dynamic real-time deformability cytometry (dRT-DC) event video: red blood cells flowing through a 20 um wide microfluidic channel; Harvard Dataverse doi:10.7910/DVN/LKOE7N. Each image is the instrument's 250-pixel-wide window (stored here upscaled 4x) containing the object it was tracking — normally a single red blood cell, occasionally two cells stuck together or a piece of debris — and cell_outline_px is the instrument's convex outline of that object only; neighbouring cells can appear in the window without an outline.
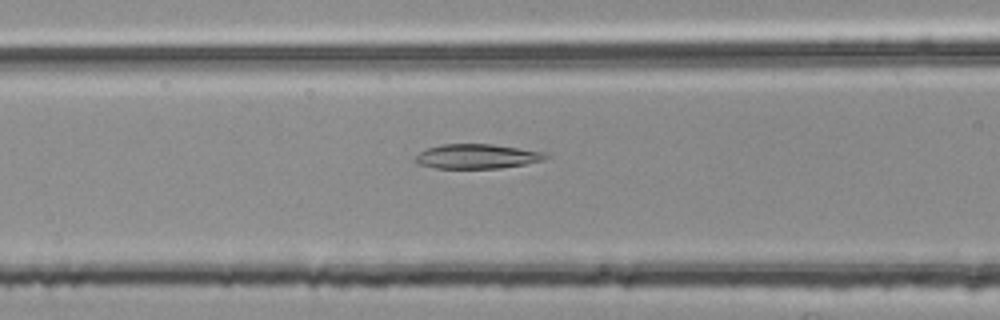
{"species": "common noctule bat (a hibernating species)", "species_latin": "Nyctalus noctula", "temperature_condition": "room temperature", "stored_images_in_passage": 30, "camera_frame_rate_fps": 3000, "um_per_image_px": 0.085, "animal": {"sex": "female", "body_mass_g": 25.1}, "frame": {"image": 1, "passage_image": 6, "time_ms": 1.667, "image_size_px": [1000, 320], "cell_outline_px": [[548, 156], [544, 160], [524, 164], [500, 168], [436, 168], [420, 164], [416, 160], [416, 156], [420, 152], [428, 148], [440, 144], [492, 144], [544, 152]], "centroid_in_image_um": [40.55, 13.29], "position_along_channel_um": 126.0, "area_um2": 18.38}}
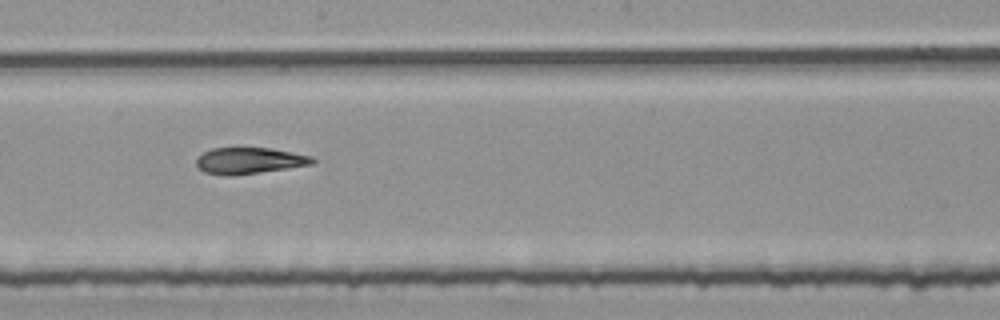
{"frame": {"image": 2, "passage_image": 14, "time_ms": 4.333, "image_size_px": [1000, 320], "cell_outline_px": [[316, 160], [312, 164], [288, 168], [232, 176], [224, 176], [204, 172], [196, 164], [196, 160], [204, 152], [212, 148], [272, 148], [312, 156]], "centroid_in_image_um": [21.2, 13.66], "position_along_channel_um": 227.0, "area_um2": 17.74}}
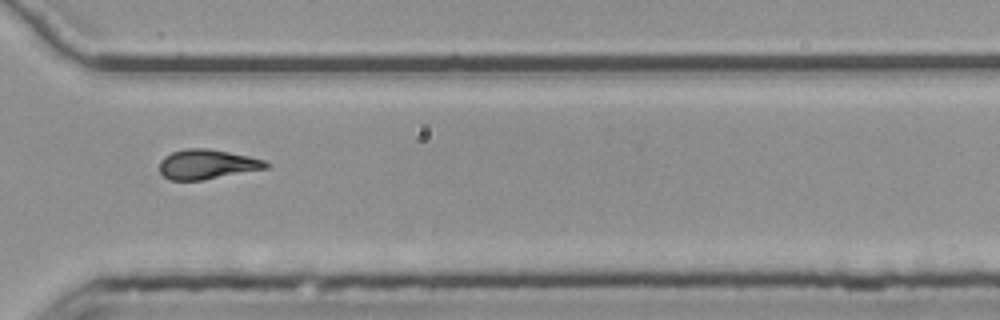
{"frame": {"image": 3, "passage_image": 24, "time_ms": 7.667, "image_size_px": [1000, 320], "cell_outline_px": [[272, 164], [268, 168], [200, 180], [168, 180], [160, 172], [160, 160], [164, 156], [172, 152], [184, 148], [208, 148], [268, 160]], "centroid_in_image_um": [17.62, 13.95], "position_along_channel_um": 353.0, "area_um2": 18.5}, "authors_computed_cell_mechanics": {"area_um2": 18.496, "velocity_mm_per_s": 3.7804, "shape_relaxation_time_tau1_ms": null, "shape_relaxation_time_tau2_ms": 2.7994, "deformation_change_tau1": null, "deformation_change_tau2": 0.1118}}